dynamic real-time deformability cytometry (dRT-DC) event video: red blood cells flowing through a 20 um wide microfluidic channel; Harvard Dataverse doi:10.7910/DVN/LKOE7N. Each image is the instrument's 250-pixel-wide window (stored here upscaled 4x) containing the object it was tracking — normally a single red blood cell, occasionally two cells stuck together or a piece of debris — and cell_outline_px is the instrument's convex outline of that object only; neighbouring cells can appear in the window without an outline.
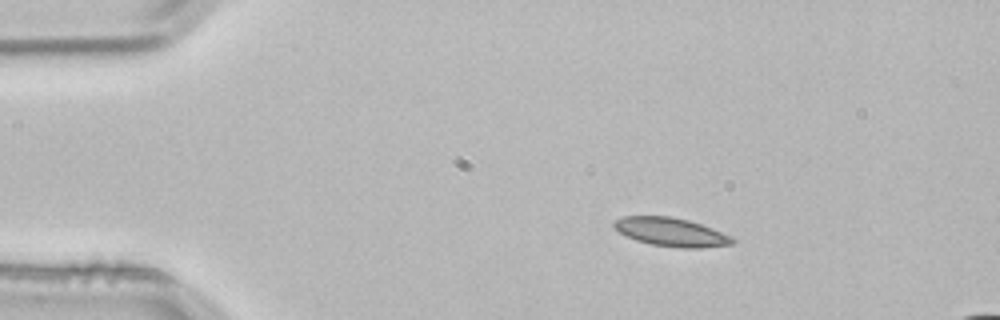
{"species": "common noctule bat (a hibernating species)", "species_latin": "Nyctalus noctula", "temperature_condition": "room temperature", "stored_images_in_passage": 3, "camera_frame_rate_fps": 3000, "um_per_image_px": 0.085, "animal": {"sex": "male", "body_mass_g": 21.5, "forearm_length_mm": 52.0}, "frame": {"image": 1, "passage_image": 1, "time_ms": 0.0, "image_size_px": [1000, 320], "cell_outline_px": [[736, 240], [732, 244], [704, 248], [680, 248], [652, 244], [636, 240], [620, 232], [612, 224], [616, 220], [624, 216], [668, 216], [688, 220], [712, 228], [732, 236]], "centroid_in_image_um": [57.09, 19.73], "position_along_channel_um": 27.9, "area_um2": 19.54}}